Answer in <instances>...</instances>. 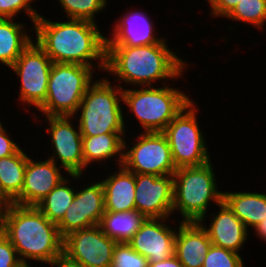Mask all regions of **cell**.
<instances>
[{
	"label": "cell",
	"mask_w": 266,
	"mask_h": 267,
	"mask_svg": "<svg viewBox=\"0 0 266 267\" xmlns=\"http://www.w3.org/2000/svg\"><path fill=\"white\" fill-rule=\"evenodd\" d=\"M32 26L35 42L53 63L80 64L105 73L106 36L97 23L68 18L56 22L41 15Z\"/></svg>",
	"instance_id": "1"
},
{
	"label": "cell",
	"mask_w": 266,
	"mask_h": 267,
	"mask_svg": "<svg viewBox=\"0 0 266 267\" xmlns=\"http://www.w3.org/2000/svg\"><path fill=\"white\" fill-rule=\"evenodd\" d=\"M186 61L170 49L166 39L144 46H107L105 72L112 73L121 85L155 86L159 80L166 85L169 79L184 76Z\"/></svg>",
	"instance_id": "2"
},
{
	"label": "cell",
	"mask_w": 266,
	"mask_h": 267,
	"mask_svg": "<svg viewBox=\"0 0 266 267\" xmlns=\"http://www.w3.org/2000/svg\"><path fill=\"white\" fill-rule=\"evenodd\" d=\"M1 231L14 246L25 266L30 261L46 264L63 252V237L57 224L49 221L36 206L4 204Z\"/></svg>",
	"instance_id": "3"
},
{
	"label": "cell",
	"mask_w": 266,
	"mask_h": 267,
	"mask_svg": "<svg viewBox=\"0 0 266 267\" xmlns=\"http://www.w3.org/2000/svg\"><path fill=\"white\" fill-rule=\"evenodd\" d=\"M110 77L96 79L87 89L74 114L82 136L125 133L123 86L112 84ZM80 114V115H79ZM78 115V116H77ZM126 119V120H125Z\"/></svg>",
	"instance_id": "4"
},
{
	"label": "cell",
	"mask_w": 266,
	"mask_h": 267,
	"mask_svg": "<svg viewBox=\"0 0 266 267\" xmlns=\"http://www.w3.org/2000/svg\"><path fill=\"white\" fill-rule=\"evenodd\" d=\"M211 163L181 167L173 173V215L179 212L182 222H205L211 202L218 205L223 201Z\"/></svg>",
	"instance_id": "5"
},
{
	"label": "cell",
	"mask_w": 266,
	"mask_h": 267,
	"mask_svg": "<svg viewBox=\"0 0 266 267\" xmlns=\"http://www.w3.org/2000/svg\"><path fill=\"white\" fill-rule=\"evenodd\" d=\"M123 88V105L129 108L143 129L141 132H163L167 125L192 100L179 88L169 84Z\"/></svg>",
	"instance_id": "6"
},
{
	"label": "cell",
	"mask_w": 266,
	"mask_h": 267,
	"mask_svg": "<svg viewBox=\"0 0 266 267\" xmlns=\"http://www.w3.org/2000/svg\"><path fill=\"white\" fill-rule=\"evenodd\" d=\"M93 67L53 63L45 102L37 109L43 116H74L88 87L95 81Z\"/></svg>",
	"instance_id": "7"
},
{
	"label": "cell",
	"mask_w": 266,
	"mask_h": 267,
	"mask_svg": "<svg viewBox=\"0 0 266 267\" xmlns=\"http://www.w3.org/2000/svg\"><path fill=\"white\" fill-rule=\"evenodd\" d=\"M197 107L196 102L191 100L163 131L168 139L176 169L201 166L211 161L207 139L199 128Z\"/></svg>",
	"instance_id": "8"
},
{
	"label": "cell",
	"mask_w": 266,
	"mask_h": 267,
	"mask_svg": "<svg viewBox=\"0 0 266 267\" xmlns=\"http://www.w3.org/2000/svg\"><path fill=\"white\" fill-rule=\"evenodd\" d=\"M133 146L124 139L122 165L135 174L172 175L177 169L166 135L163 132H141Z\"/></svg>",
	"instance_id": "9"
},
{
	"label": "cell",
	"mask_w": 266,
	"mask_h": 267,
	"mask_svg": "<svg viewBox=\"0 0 266 267\" xmlns=\"http://www.w3.org/2000/svg\"><path fill=\"white\" fill-rule=\"evenodd\" d=\"M52 65L50 57L33 40L10 67L20 79L19 102L36 110L45 102Z\"/></svg>",
	"instance_id": "10"
},
{
	"label": "cell",
	"mask_w": 266,
	"mask_h": 267,
	"mask_svg": "<svg viewBox=\"0 0 266 267\" xmlns=\"http://www.w3.org/2000/svg\"><path fill=\"white\" fill-rule=\"evenodd\" d=\"M49 125L46 133L51 140L53 151L48 158L66 171L72 180L82 179L84 174V158L82 155V135L73 116H45ZM74 120V121H73ZM73 121V122H72ZM77 128H76V127ZM58 162H60L58 164Z\"/></svg>",
	"instance_id": "11"
},
{
	"label": "cell",
	"mask_w": 266,
	"mask_h": 267,
	"mask_svg": "<svg viewBox=\"0 0 266 267\" xmlns=\"http://www.w3.org/2000/svg\"><path fill=\"white\" fill-rule=\"evenodd\" d=\"M116 244L94 225L63 237V253L85 267H110Z\"/></svg>",
	"instance_id": "12"
},
{
	"label": "cell",
	"mask_w": 266,
	"mask_h": 267,
	"mask_svg": "<svg viewBox=\"0 0 266 267\" xmlns=\"http://www.w3.org/2000/svg\"><path fill=\"white\" fill-rule=\"evenodd\" d=\"M174 176L135 174V209L146 218H169L173 214Z\"/></svg>",
	"instance_id": "13"
},
{
	"label": "cell",
	"mask_w": 266,
	"mask_h": 267,
	"mask_svg": "<svg viewBox=\"0 0 266 267\" xmlns=\"http://www.w3.org/2000/svg\"><path fill=\"white\" fill-rule=\"evenodd\" d=\"M88 184L84 185V188L81 186L80 190L76 189L73 202L57 224L62 237L76 230L99 225L105 213L104 189L101 181L92 180L91 185Z\"/></svg>",
	"instance_id": "14"
},
{
	"label": "cell",
	"mask_w": 266,
	"mask_h": 267,
	"mask_svg": "<svg viewBox=\"0 0 266 267\" xmlns=\"http://www.w3.org/2000/svg\"><path fill=\"white\" fill-rule=\"evenodd\" d=\"M170 218H147L128 244L149 262H159L175 254V229L167 221ZM167 220V221H166Z\"/></svg>",
	"instance_id": "15"
},
{
	"label": "cell",
	"mask_w": 266,
	"mask_h": 267,
	"mask_svg": "<svg viewBox=\"0 0 266 267\" xmlns=\"http://www.w3.org/2000/svg\"><path fill=\"white\" fill-rule=\"evenodd\" d=\"M60 165L47 158L46 160L27 159L24 182L20 195L12 202L19 206H36L49 194L62 180Z\"/></svg>",
	"instance_id": "16"
},
{
	"label": "cell",
	"mask_w": 266,
	"mask_h": 267,
	"mask_svg": "<svg viewBox=\"0 0 266 267\" xmlns=\"http://www.w3.org/2000/svg\"><path fill=\"white\" fill-rule=\"evenodd\" d=\"M123 14L114 23L109 33L112 36L106 37L107 46H144L161 43L166 39L163 36L157 38L155 23L148 17V12L137 11L136 8Z\"/></svg>",
	"instance_id": "17"
},
{
	"label": "cell",
	"mask_w": 266,
	"mask_h": 267,
	"mask_svg": "<svg viewBox=\"0 0 266 267\" xmlns=\"http://www.w3.org/2000/svg\"><path fill=\"white\" fill-rule=\"evenodd\" d=\"M217 207L218 211L209 216V225L205 222L199 223L207 231L213 245L239 253L247 242L250 229L245 227L224 201Z\"/></svg>",
	"instance_id": "18"
},
{
	"label": "cell",
	"mask_w": 266,
	"mask_h": 267,
	"mask_svg": "<svg viewBox=\"0 0 266 267\" xmlns=\"http://www.w3.org/2000/svg\"><path fill=\"white\" fill-rule=\"evenodd\" d=\"M181 222L175 237V255L184 267H202L212 244L199 222Z\"/></svg>",
	"instance_id": "19"
},
{
	"label": "cell",
	"mask_w": 266,
	"mask_h": 267,
	"mask_svg": "<svg viewBox=\"0 0 266 267\" xmlns=\"http://www.w3.org/2000/svg\"><path fill=\"white\" fill-rule=\"evenodd\" d=\"M101 180L105 211L123 212L135 209V173L123 165Z\"/></svg>",
	"instance_id": "20"
},
{
	"label": "cell",
	"mask_w": 266,
	"mask_h": 267,
	"mask_svg": "<svg viewBox=\"0 0 266 267\" xmlns=\"http://www.w3.org/2000/svg\"><path fill=\"white\" fill-rule=\"evenodd\" d=\"M126 133H104L97 136H82V155L84 171L93 163L117 161L115 166L123 163L124 139ZM116 156V157H115ZM109 159V160H108ZM101 162V163H100Z\"/></svg>",
	"instance_id": "21"
},
{
	"label": "cell",
	"mask_w": 266,
	"mask_h": 267,
	"mask_svg": "<svg viewBox=\"0 0 266 267\" xmlns=\"http://www.w3.org/2000/svg\"><path fill=\"white\" fill-rule=\"evenodd\" d=\"M223 201L247 229H254L266 217V194L263 192L223 191Z\"/></svg>",
	"instance_id": "22"
},
{
	"label": "cell",
	"mask_w": 266,
	"mask_h": 267,
	"mask_svg": "<svg viewBox=\"0 0 266 267\" xmlns=\"http://www.w3.org/2000/svg\"><path fill=\"white\" fill-rule=\"evenodd\" d=\"M29 155L22 148L0 159V200L12 203L21 193Z\"/></svg>",
	"instance_id": "23"
},
{
	"label": "cell",
	"mask_w": 266,
	"mask_h": 267,
	"mask_svg": "<svg viewBox=\"0 0 266 267\" xmlns=\"http://www.w3.org/2000/svg\"><path fill=\"white\" fill-rule=\"evenodd\" d=\"M25 28L24 23H17L12 18H0V63L7 68L15 63L34 39Z\"/></svg>",
	"instance_id": "24"
},
{
	"label": "cell",
	"mask_w": 266,
	"mask_h": 267,
	"mask_svg": "<svg viewBox=\"0 0 266 267\" xmlns=\"http://www.w3.org/2000/svg\"><path fill=\"white\" fill-rule=\"evenodd\" d=\"M146 219L136 209L123 212L105 211L99 227L104 234L117 243H128Z\"/></svg>",
	"instance_id": "25"
},
{
	"label": "cell",
	"mask_w": 266,
	"mask_h": 267,
	"mask_svg": "<svg viewBox=\"0 0 266 267\" xmlns=\"http://www.w3.org/2000/svg\"><path fill=\"white\" fill-rule=\"evenodd\" d=\"M75 193L74 185L65 178L36 207L49 221L58 224L73 202Z\"/></svg>",
	"instance_id": "26"
},
{
	"label": "cell",
	"mask_w": 266,
	"mask_h": 267,
	"mask_svg": "<svg viewBox=\"0 0 266 267\" xmlns=\"http://www.w3.org/2000/svg\"><path fill=\"white\" fill-rule=\"evenodd\" d=\"M225 18L251 24L262 31L266 25V0H241Z\"/></svg>",
	"instance_id": "27"
},
{
	"label": "cell",
	"mask_w": 266,
	"mask_h": 267,
	"mask_svg": "<svg viewBox=\"0 0 266 267\" xmlns=\"http://www.w3.org/2000/svg\"><path fill=\"white\" fill-rule=\"evenodd\" d=\"M65 12L66 19H83L98 23L96 14L105 10L107 0H58Z\"/></svg>",
	"instance_id": "28"
},
{
	"label": "cell",
	"mask_w": 266,
	"mask_h": 267,
	"mask_svg": "<svg viewBox=\"0 0 266 267\" xmlns=\"http://www.w3.org/2000/svg\"><path fill=\"white\" fill-rule=\"evenodd\" d=\"M202 267H246L239 253L211 244Z\"/></svg>",
	"instance_id": "29"
},
{
	"label": "cell",
	"mask_w": 266,
	"mask_h": 267,
	"mask_svg": "<svg viewBox=\"0 0 266 267\" xmlns=\"http://www.w3.org/2000/svg\"><path fill=\"white\" fill-rule=\"evenodd\" d=\"M110 267H149V261L128 243H117Z\"/></svg>",
	"instance_id": "30"
},
{
	"label": "cell",
	"mask_w": 266,
	"mask_h": 267,
	"mask_svg": "<svg viewBox=\"0 0 266 267\" xmlns=\"http://www.w3.org/2000/svg\"><path fill=\"white\" fill-rule=\"evenodd\" d=\"M34 0H0V18H18V15L24 11L23 14L30 18L31 22L35 21L41 16V13L37 12L35 5H32ZM18 14V15H17Z\"/></svg>",
	"instance_id": "31"
},
{
	"label": "cell",
	"mask_w": 266,
	"mask_h": 267,
	"mask_svg": "<svg viewBox=\"0 0 266 267\" xmlns=\"http://www.w3.org/2000/svg\"><path fill=\"white\" fill-rule=\"evenodd\" d=\"M0 267H25L9 239L0 231Z\"/></svg>",
	"instance_id": "32"
},
{
	"label": "cell",
	"mask_w": 266,
	"mask_h": 267,
	"mask_svg": "<svg viewBox=\"0 0 266 267\" xmlns=\"http://www.w3.org/2000/svg\"><path fill=\"white\" fill-rule=\"evenodd\" d=\"M211 16L225 18L241 0H207Z\"/></svg>",
	"instance_id": "33"
},
{
	"label": "cell",
	"mask_w": 266,
	"mask_h": 267,
	"mask_svg": "<svg viewBox=\"0 0 266 267\" xmlns=\"http://www.w3.org/2000/svg\"><path fill=\"white\" fill-rule=\"evenodd\" d=\"M9 136L11 135L2 124L0 126V159L14 154L20 148V145Z\"/></svg>",
	"instance_id": "34"
},
{
	"label": "cell",
	"mask_w": 266,
	"mask_h": 267,
	"mask_svg": "<svg viewBox=\"0 0 266 267\" xmlns=\"http://www.w3.org/2000/svg\"><path fill=\"white\" fill-rule=\"evenodd\" d=\"M46 264L51 265V267H85L82 263L71 259L63 252Z\"/></svg>",
	"instance_id": "35"
},
{
	"label": "cell",
	"mask_w": 266,
	"mask_h": 267,
	"mask_svg": "<svg viewBox=\"0 0 266 267\" xmlns=\"http://www.w3.org/2000/svg\"><path fill=\"white\" fill-rule=\"evenodd\" d=\"M149 267H184L176 255L166 258L159 262H149Z\"/></svg>",
	"instance_id": "36"
},
{
	"label": "cell",
	"mask_w": 266,
	"mask_h": 267,
	"mask_svg": "<svg viewBox=\"0 0 266 267\" xmlns=\"http://www.w3.org/2000/svg\"><path fill=\"white\" fill-rule=\"evenodd\" d=\"M254 231L257 235L256 237L261 238L264 242L266 241V217L254 227Z\"/></svg>",
	"instance_id": "37"
},
{
	"label": "cell",
	"mask_w": 266,
	"mask_h": 267,
	"mask_svg": "<svg viewBox=\"0 0 266 267\" xmlns=\"http://www.w3.org/2000/svg\"><path fill=\"white\" fill-rule=\"evenodd\" d=\"M3 206H4V203L0 200V218L2 215Z\"/></svg>",
	"instance_id": "38"
}]
</instances>
